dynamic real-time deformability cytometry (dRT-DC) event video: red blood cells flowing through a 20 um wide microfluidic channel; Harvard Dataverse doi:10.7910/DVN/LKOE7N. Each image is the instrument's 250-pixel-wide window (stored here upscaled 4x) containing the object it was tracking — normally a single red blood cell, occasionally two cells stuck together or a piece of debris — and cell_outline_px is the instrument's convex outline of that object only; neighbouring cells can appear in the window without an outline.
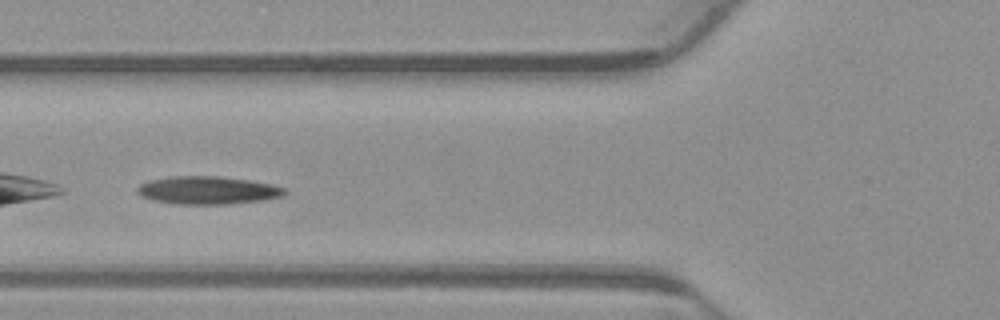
{"species": "common noctule bat (a hibernating species)", "species_latin": "Nyctalus noctula", "temperature_condition": "warm", "stored_images_in_passage": 27, "camera_frame_rate_fps": 3000, "um_per_image_px": 0.085, "animal": {"sex": "male", "body_mass_g": 23.1, "forearm_length_mm": 52.7}, "frame": {"image": 1, "passage_image": 4, "time_ms": 1.0, "image_size_px": [1000, 320], "cell_outline_px": [[288, 192], [284, 196], [264, 200], [228, 204], [176, 204], [152, 200], [140, 196], [136, 192], [136, 188], [140, 184], [148, 180], [168, 176], [220, 176], [252, 180], [272, 184], [284, 188]], "centroid_in_image_um": [17.65, 16.17], "position_along_channel_um": 108.2, "area_um2": 24.39}}
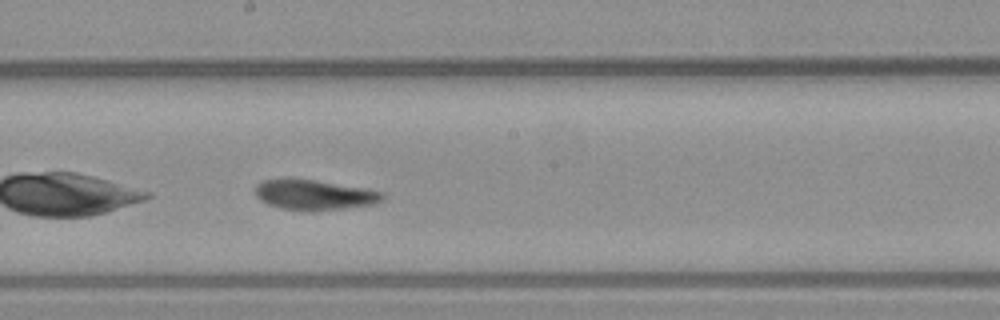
{"frame": {"image": 2, "passage_image": 13, "time_ms": 4.0, "image_size_px": [1000, 320], "cell_outline_px": [[384, 200], [376, 204], [312, 212], [280, 208], [268, 204], [260, 200], [256, 196], [256, 184], [264, 180], [316, 180], [364, 188], [384, 192]], "centroid_in_image_um": [26.76, 16.59], "position_along_channel_um": 221.4, "area_um2": 22.25}}
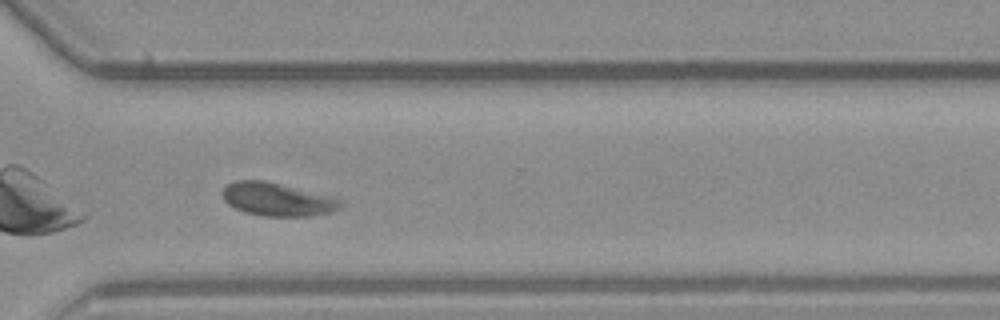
{"frame": {"image": 3, "passage_image": 23, "time_ms": 7.333, "image_size_px": [1000, 320], "cell_outline_px": [[344, 204], [340, 208], [332, 212], [312, 216], [264, 216], [244, 212], [228, 204], [224, 200], [220, 192], [228, 184], [236, 180], [264, 180], [336, 196], [344, 200]], "centroid_in_image_um": [23.64, 16.94], "position_along_channel_um": 347.0, "area_um2": 23.35}}